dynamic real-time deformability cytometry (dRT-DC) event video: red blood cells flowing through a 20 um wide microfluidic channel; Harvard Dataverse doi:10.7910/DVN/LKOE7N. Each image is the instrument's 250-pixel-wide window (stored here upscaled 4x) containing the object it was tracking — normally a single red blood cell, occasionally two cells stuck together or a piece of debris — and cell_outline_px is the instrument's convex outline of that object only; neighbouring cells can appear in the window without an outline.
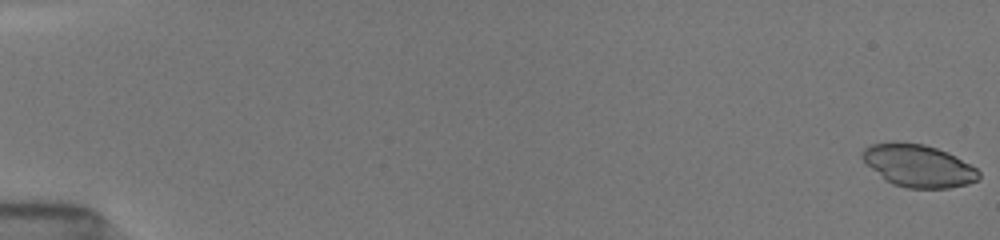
{"species": "common noctule bat (a hibernating species)", "species_latin": "Nyctalus noctula", "temperature_condition": "room temperature", "stored_images_in_passage": 10, "camera_frame_rate_fps": 3000, "um_per_image_px": 0.085, "animal": {"sex": "female", "body_mass_g": 19.5, "forearm_length_mm": 54.1}, "frame": {"image": 1, "passage_image": 1, "time_ms": 0.0, "image_size_px": [1000, 240], "cell_outline_px": [[980, 176], [976, 180], [968, 184], [948, 188], [908, 188], [892, 184], [872, 168], [860, 156], [860, 152], [864, 148], [872, 144], [924, 144], [948, 152], [956, 156], [976, 168], [980, 172]], "centroid_in_image_um": [78.1, 14.11], "position_along_channel_um": 6.9, "area_um2": 28.09}}
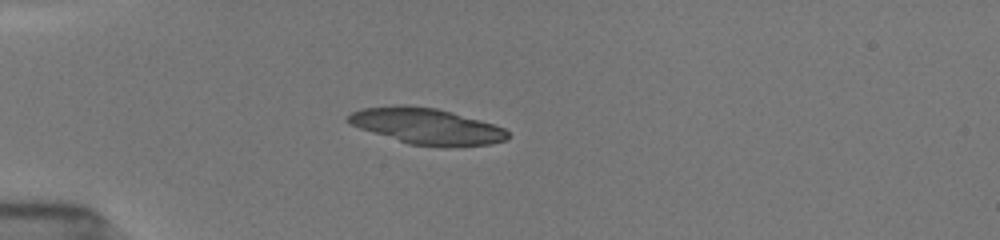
{"frame": {"image": 2, "passage_image": 9, "time_ms": 5.0, "image_size_px": [1000, 240], "cell_outline_px": [[508, 140], [488, 144], [448, 148], [444, 148], [408, 144], [360, 128], [344, 120], [352, 112], [364, 108], [396, 104], [404, 104], [436, 108], [452, 112], [480, 120], [504, 128], [508, 132]], "centroid_in_image_um": [36.27, 10.73], "position_along_channel_um": 48.7, "area_um2": 33.76}}